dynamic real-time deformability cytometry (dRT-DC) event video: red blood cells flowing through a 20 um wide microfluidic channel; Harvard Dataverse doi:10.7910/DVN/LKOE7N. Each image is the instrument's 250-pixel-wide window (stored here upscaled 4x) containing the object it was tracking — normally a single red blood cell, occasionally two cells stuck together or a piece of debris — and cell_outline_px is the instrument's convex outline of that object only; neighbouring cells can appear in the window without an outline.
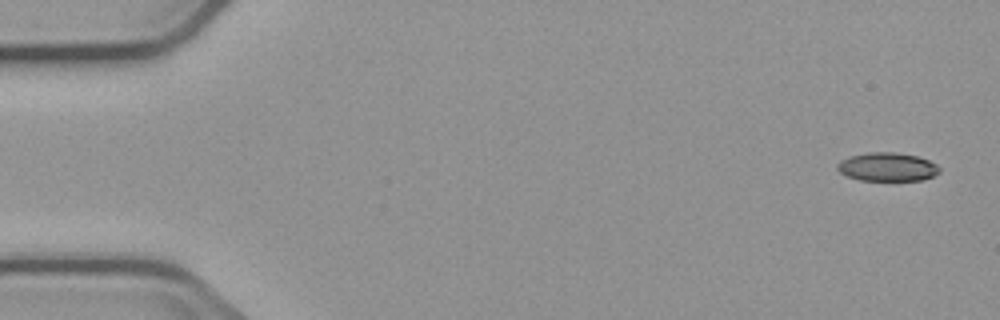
{"species": "common noctule bat (a hibernating species)", "species_latin": "Nyctalus noctula", "temperature_condition": "cold", "stored_images_in_passage": 6, "camera_frame_rate_fps": 3000, "um_per_image_px": 0.085, "animal": {"sex": "male", "body_mass_g": 23.1, "forearm_length_mm": 52.7}, "frame": {"image": 1, "passage_image": 1, "time_ms": 0.0, "image_size_px": [1000, 320], "cell_outline_px": [[940, 172], [924, 180], [860, 180], [848, 176], [840, 172], [836, 168], [836, 164], [840, 160], [852, 156], [868, 152], [896, 152], [916, 156], [928, 160], [936, 164], [940, 168]], "centroid_in_image_um": [75.42, 14.18], "position_along_channel_um": 9.6, "area_um2": 16.94}}
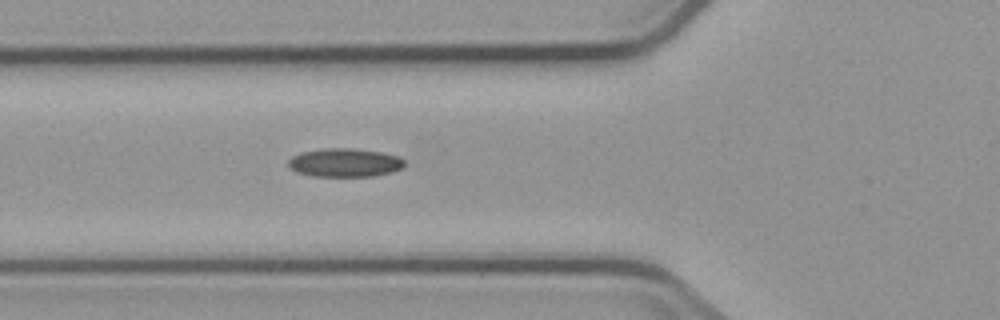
{"frame": {"image": 2, "passage_image": 6, "time_ms": 6.0, "image_size_px": [1000, 320], "cell_outline_px": [[404, 168], [392, 172], [376, 176], [312, 176], [296, 172], [288, 164], [288, 160], [292, 156], [304, 152], [324, 148], [348, 148], [380, 152], [396, 156], [404, 160]], "centroid_in_image_um": [29.32, 13.83], "position_along_channel_um": 96.5, "area_um2": 19.19}}